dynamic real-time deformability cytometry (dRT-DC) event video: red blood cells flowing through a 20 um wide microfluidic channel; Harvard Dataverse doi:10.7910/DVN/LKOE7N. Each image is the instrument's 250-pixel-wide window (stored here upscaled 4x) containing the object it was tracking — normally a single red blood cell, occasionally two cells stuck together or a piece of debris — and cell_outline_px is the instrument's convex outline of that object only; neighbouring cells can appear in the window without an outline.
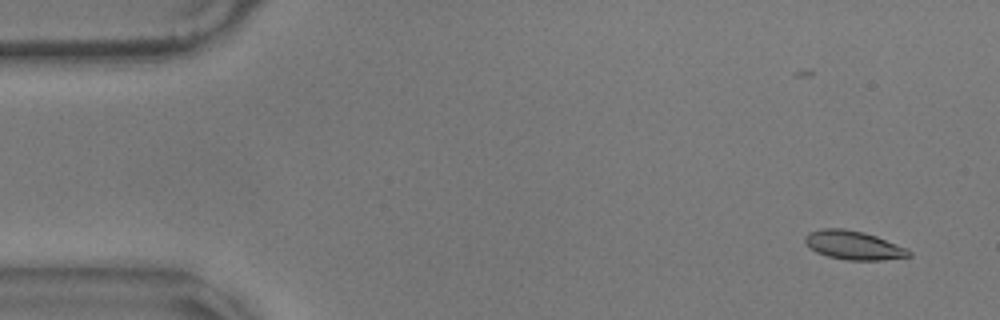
{"species": "common noctule bat (a hibernating species)", "species_latin": "Nyctalus noctula", "temperature_condition": "warm", "stored_images_in_passage": 14, "camera_frame_rate_fps": 3000, "um_per_image_px": 0.085, "animal": {"sex": "male", "body_mass_g": 17.9}, "frame": {"image": 1, "passage_image": 4, "time_ms": 1.0, "image_size_px": [1000, 320], "cell_outline_px": [[912, 256], [880, 260], [848, 260], [828, 256], [816, 252], [804, 240], [804, 236], [808, 232], [824, 228], [844, 228], [864, 232], [876, 236], [896, 244], [912, 252]], "centroid_in_image_um": [72.54, 20.83], "position_along_channel_um": 12.5, "area_um2": 17.22}}